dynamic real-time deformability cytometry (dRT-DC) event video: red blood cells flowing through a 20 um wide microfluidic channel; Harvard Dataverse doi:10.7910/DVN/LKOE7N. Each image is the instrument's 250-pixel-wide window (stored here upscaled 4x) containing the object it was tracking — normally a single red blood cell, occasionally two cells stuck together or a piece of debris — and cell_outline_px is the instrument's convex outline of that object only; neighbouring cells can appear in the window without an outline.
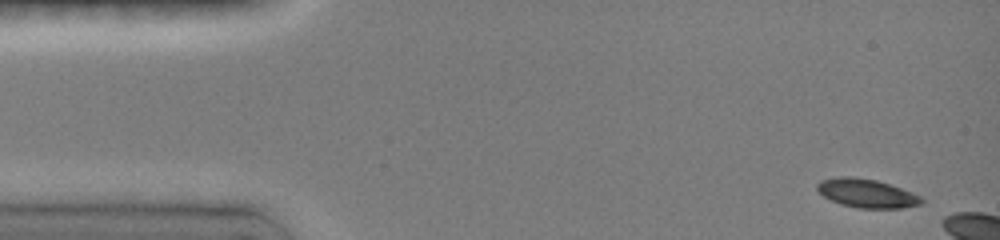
{"species": "common noctule bat (a hibernating species)", "species_latin": "Nyctalus noctula", "temperature_condition": "room temperature", "stored_images_in_passage": 3, "camera_frame_rate_fps": 3000, "um_per_image_px": 0.085, "animal": {"sex": "female", "body_mass_g": 19.0, "forearm_length_mm": 51.5}, "frame": {"image": 1, "passage_image": 1, "time_ms": 0.0, "image_size_px": [1000, 240], "cell_outline_px": [[924, 204], [900, 208], [856, 208], [840, 204], [824, 196], [816, 188], [816, 184], [820, 180], [840, 176], [852, 176], [876, 180], [912, 192], [920, 196], [924, 200]], "centroid_in_image_um": [73.67, 16.43], "position_along_channel_um": 11.3, "area_um2": 17.46}}